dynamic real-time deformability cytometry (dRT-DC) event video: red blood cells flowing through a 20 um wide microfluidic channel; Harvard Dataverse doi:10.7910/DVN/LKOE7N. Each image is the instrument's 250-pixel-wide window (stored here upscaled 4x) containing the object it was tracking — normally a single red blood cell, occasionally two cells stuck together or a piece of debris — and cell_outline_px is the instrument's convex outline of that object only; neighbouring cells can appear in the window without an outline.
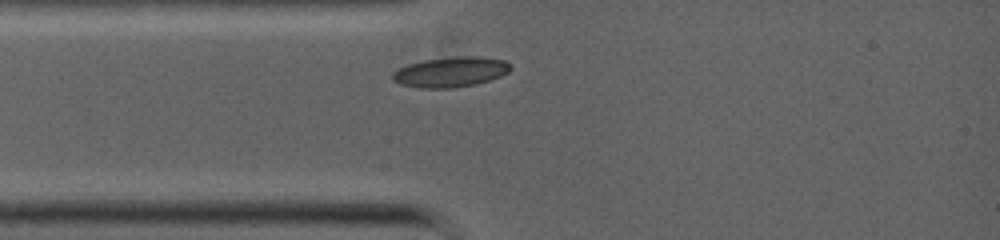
{"species": "common noctule bat (a hibernating species)", "species_latin": "Nyctalus noctula", "temperature_condition": "warm", "stored_images_in_passage": 26, "camera_frame_rate_fps": 5000, "um_per_image_px": 0.085, "animal": {"sex": "female", "body_mass_g": 19.0, "forearm_length_mm": 53.3}, "frame": {"image": 1, "passage_image": 1, "time_ms": 0.0, "image_size_px": [1000, 240], "cell_outline_px": [[512, 68], [508, 72], [500, 76], [476, 84], [452, 88], [420, 88], [400, 84], [392, 80], [392, 72], [396, 68], [408, 64], [424, 60], [452, 56], [480, 56], [504, 60], [512, 64]], "centroid_in_image_um": [38.29, 6.11], "position_along_channel_um": 46.7, "area_um2": 20.98}}
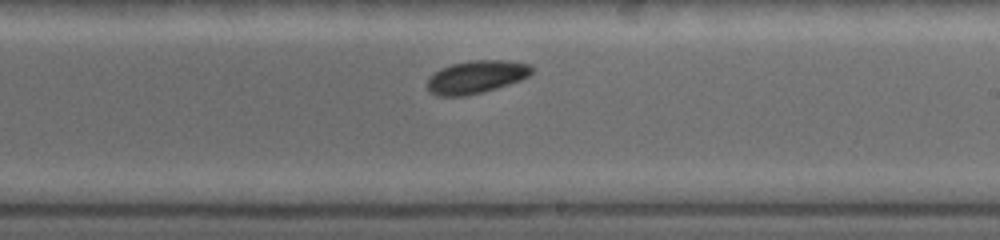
{"frame": {"image": 2, "passage_image": 15, "time_ms": 4.2, "image_size_px": [1000, 240], "cell_outline_px": [[532, 72], [528, 76], [520, 80], [484, 92], [464, 96], [440, 96], [432, 92], [428, 88], [428, 80], [440, 68], [452, 64], [472, 60], [504, 60], [528, 64], [532, 68]], "centroid_in_image_um": [40.49, 6.54], "position_along_channel_um": 248.5, "area_um2": 19.65}}
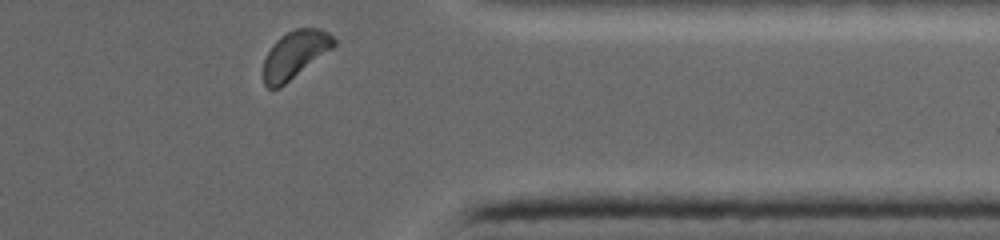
{"frame": {"image": 3, "passage_image": 26, "time_ms": 7.2, "image_size_px": [1000, 240], "cell_outline_px": [[336, 44], [332, 48], [280, 88], [268, 88], [264, 84], [264, 60], [272, 44], [280, 36], [296, 28], [320, 28], [328, 32], [336, 40]], "centroid_in_image_um": [25.06, 4.63], "position_along_channel_um": 386.3, "area_um2": 19.31}}